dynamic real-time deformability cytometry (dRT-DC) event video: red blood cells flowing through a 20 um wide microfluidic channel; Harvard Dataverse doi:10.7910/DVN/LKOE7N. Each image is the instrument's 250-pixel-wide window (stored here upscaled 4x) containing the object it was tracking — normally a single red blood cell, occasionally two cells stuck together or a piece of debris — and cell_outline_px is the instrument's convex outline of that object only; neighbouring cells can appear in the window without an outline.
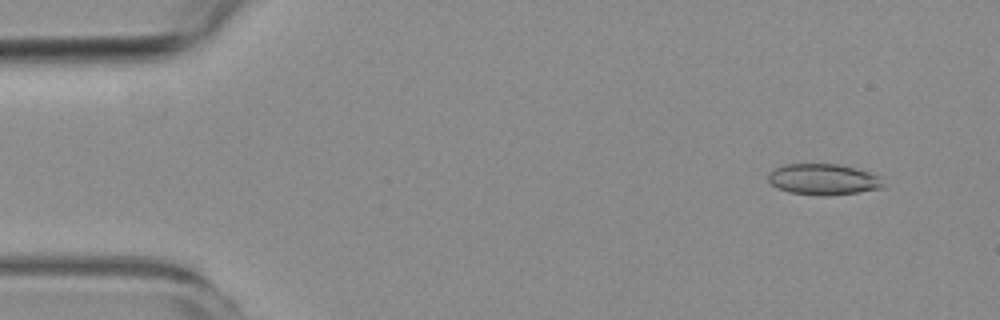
{"species": "common noctule bat (a hibernating species)", "species_latin": "Nyctalus noctula", "temperature_condition": "room temperature", "stored_images_in_passage": 5, "camera_frame_rate_fps": 3000, "um_per_image_px": 0.085, "animal": {"sex": "female", "body_mass_g": 19.3, "forearm_length_mm": 54.1}, "frame": {"image": 1, "passage_image": 1, "time_ms": 0.0, "image_size_px": [1000, 320], "cell_outline_px": [[884, 188], [860, 192], [828, 196], [820, 196], [792, 192], [780, 188], [772, 184], [768, 180], [768, 172], [772, 168], [784, 164], [840, 164], [856, 168], [880, 176]], "centroid_in_image_um": [69.99, 15.24], "position_along_channel_um": 15.0, "area_um2": 20.92}}